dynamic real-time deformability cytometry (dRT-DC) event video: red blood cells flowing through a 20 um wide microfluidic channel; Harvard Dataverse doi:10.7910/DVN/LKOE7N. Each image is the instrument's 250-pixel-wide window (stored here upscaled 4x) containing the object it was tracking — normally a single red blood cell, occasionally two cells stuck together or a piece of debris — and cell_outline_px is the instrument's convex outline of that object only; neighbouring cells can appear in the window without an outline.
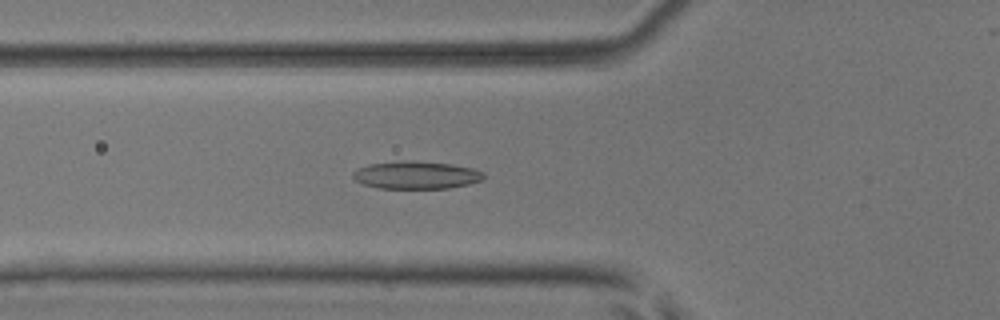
{"species": "common noctule bat (a hibernating species)", "species_latin": "Nyctalus noctula", "temperature_condition": "room temperature", "stored_images_in_passage": 55, "camera_frame_rate_fps": 3000, "um_per_image_px": 0.085, "animal": {"sex": "male", "body_mass_g": 17.9, "forearm_length_mm": 54.2}, "frame": {"image": 1, "passage_image": 20, "time_ms": 6.333, "image_size_px": [1000, 320], "cell_outline_px": [[484, 180], [468, 184], [448, 188], [380, 188], [364, 184], [356, 180], [352, 176], [352, 172], [356, 168], [368, 164], [412, 160], [452, 164], [472, 168], [484, 172]], "centroid_in_image_um": [35.38, 14.87], "position_along_channel_um": 90.4, "area_um2": 21.1}}
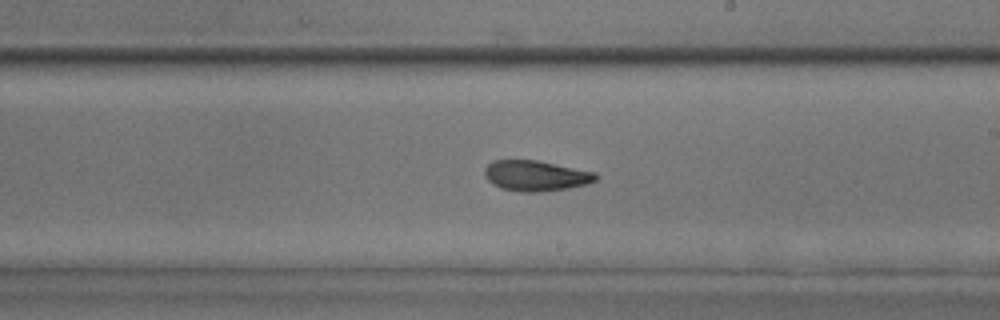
{"frame": {"image": 2, "passage_image": 32, "time_ms": 10.333, "image_size_px": [1000, 320], "cell_outline_px": [[600, 176], [596, 180], [588, 184], [568, 188], [540, 192], [520, 192], [500, 188], [492, 184], [484, 176], [484, 168], [492, 160], [536, 160], [596, 172]], "centroid_in_image_um": [45.54, 14.94], "position_along_channel_um": 243.5, "area_um2": 20.0}}
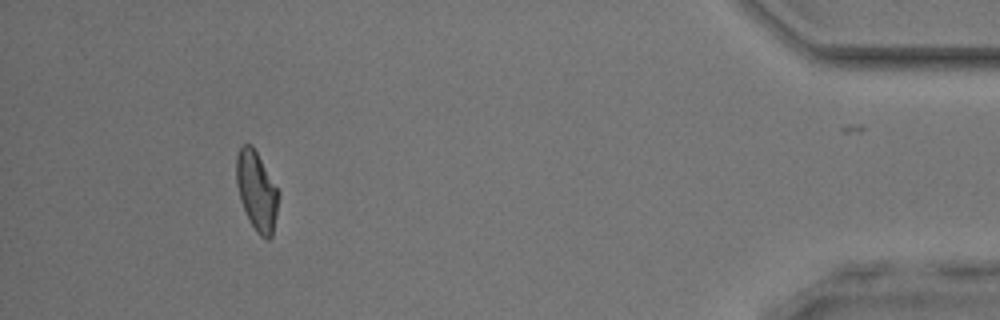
{"frame": {"image": 3, "passage_image": 50, "time_ms": 16.333, "image_size_px": [1000, 320], "cell_outline_px": [[280, 192], [272, 236], [268, 240], [260, 236], [256, 232], [240, 200], [236, 184], [236, 156], [240, 148], [244, 144], [252, 144]], "centroid_in_image_um": [21.82, 16.22], "position_along_channel_um": 413.4, "area_um2": 19.36}, "authors_computed_cell_mechanics": {"area_um2": 19.9988, "velocity_mm_per_s": 3.8371, "shape_relaxation_time_tau1_ms": 7.6306, "shape_relaxation_time_tau2_ms": 1.1558, "deformation_change_tau1": 0.1983, "deformation_change_tau2": 0.0789}}